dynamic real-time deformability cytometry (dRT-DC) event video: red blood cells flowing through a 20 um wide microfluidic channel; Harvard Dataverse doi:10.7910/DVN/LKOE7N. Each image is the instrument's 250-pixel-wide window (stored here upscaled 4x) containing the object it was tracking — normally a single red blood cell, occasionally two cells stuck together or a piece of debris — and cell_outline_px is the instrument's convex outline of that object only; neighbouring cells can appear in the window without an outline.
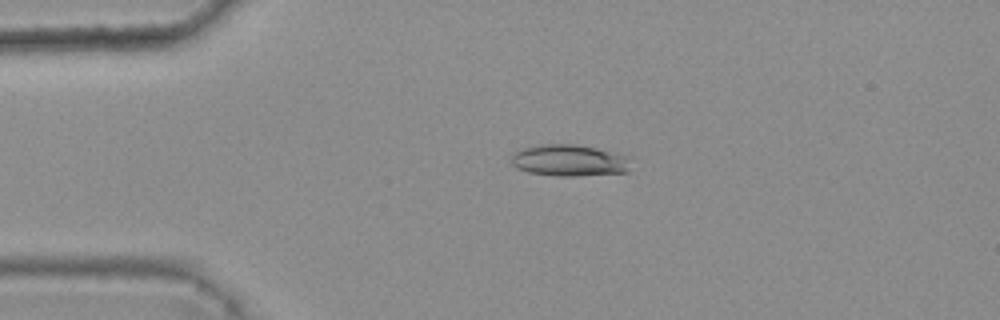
{"species": "common noctule bat (a hibernating species)", "species_latin": "Nyctalus noctula", "temperature_condition": "warm", "stored_images_in_passage": 4, "camera_frame_rate_fps": 3000, "um_per_image_px": 0.085, "animal": {"sex": "female", "body_mass_g": 25.1}, "frame": {"image": 1, "passage_image": 3, "time_ms": 0.667, "image_size_px": [1000, 320], "cell_outline_px": [[632, 156], [628, 172], [576, 176], [556, 176], [528, 172], [516, 168], [508, 160], [508, 156], [512, 152], [524, 148], [540, 144], [576, 144], [596, 148]], "centroid_in_image_um": [48.37, 13.63], "position_along_channel_um": 36.6, "area_um2": 22.54}}